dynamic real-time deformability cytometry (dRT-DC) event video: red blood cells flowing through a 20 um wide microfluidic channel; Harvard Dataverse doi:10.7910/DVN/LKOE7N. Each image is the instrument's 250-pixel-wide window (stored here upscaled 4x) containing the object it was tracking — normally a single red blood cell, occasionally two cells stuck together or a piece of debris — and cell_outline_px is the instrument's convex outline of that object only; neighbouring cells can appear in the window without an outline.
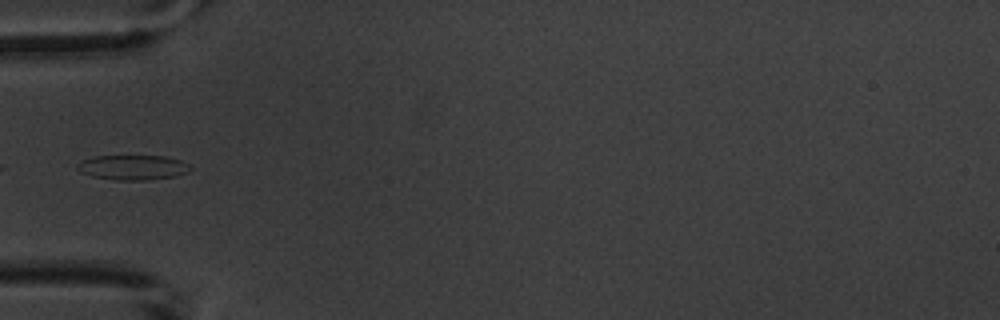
{"species": "common noctule bat (a hibernating species)", "species_latin": "Nyctalus noctula", "temperature_condition": "warm", "stored_images_in_passage": 4, "camera_frame_rate_fps": 3000, "um_per_image_px": 0.085, "animal": {"sex": "male", "body_mass_g": 20.1, "forearm_length_mm": 53.5}, "frame": {"image": 1, "passage_image": 4, "time_ms": 3.333, "image_size_px": [1000, 320], "cell_outline_px": [[192, 168], [188, 172], [176, 176], [148, 180], [120, 180], [92, 176], [80, 172], [76, 168], [76, 164], [84, 160], [96, 156], [164, 156], [180, 160], [188, 164]], "centroid_in_image_um": [11.31, 14.23], "position_along_channel_um": 73.7, "area_um2": 16.3}}